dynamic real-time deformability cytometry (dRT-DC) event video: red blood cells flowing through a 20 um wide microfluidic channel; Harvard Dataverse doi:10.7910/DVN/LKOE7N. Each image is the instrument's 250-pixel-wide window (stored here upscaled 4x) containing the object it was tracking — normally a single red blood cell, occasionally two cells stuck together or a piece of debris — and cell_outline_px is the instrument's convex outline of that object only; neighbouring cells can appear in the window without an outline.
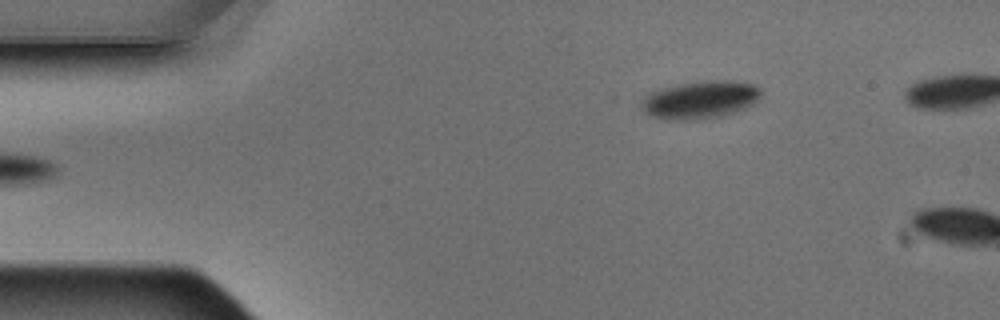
{"species": "Egyptian fruit bat (a non-hibernating species)", "species_latin": "Rousettus aegyptiacus", "temperature_condition": "warm", "stored_images_in_passage": 5, "camera_frame_rate_fps": 3000, "um_per_image_px": 0.085, "animal": {"sex": "male"}, "frame": {"image": 1, "passage_image": 5, "time_ms": 1.333, "image_size_px": [1000, 320], "cell_outline_px": [[760, 100], [736, 112], [724, 116], [696, 120], [664, 120], [652, 116], [644, 112], [640, 108], [640, 104], [652, 92], [664, 88], [680, 84], [716, 80], [724, 80], [752, 84], [760, 88]], "centroid_in_image_um": [59.53, 8.51], "position_along_channel_um": 25.5, "area_um2": 26.13}}